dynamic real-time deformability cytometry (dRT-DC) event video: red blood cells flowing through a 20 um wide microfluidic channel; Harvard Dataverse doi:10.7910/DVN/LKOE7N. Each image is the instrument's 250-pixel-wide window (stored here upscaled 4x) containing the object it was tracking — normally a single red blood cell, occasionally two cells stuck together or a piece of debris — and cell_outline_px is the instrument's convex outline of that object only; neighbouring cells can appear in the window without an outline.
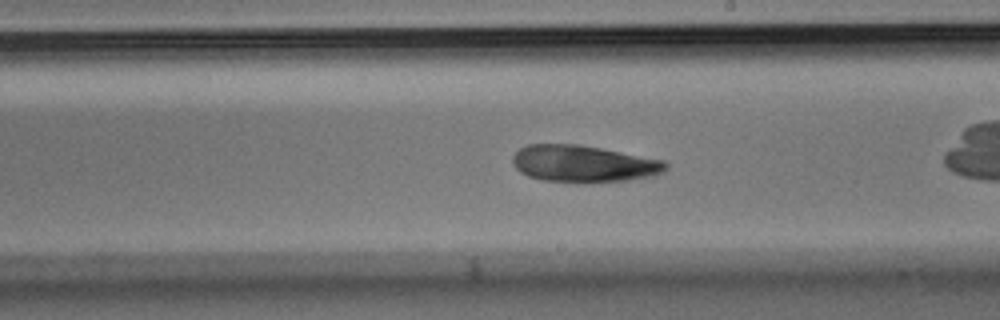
{"species": "Egyptian fruit bat (a non-hibernating species)", "species_latin": "Rousettus aegyptiacus", "temperature_condition": "room temperature", "stored_images_in_passage": 35, "camera_frame_rate_fps": 3000, "um_per_image_px": 0.085, "animal": {"sex": "male"}, "frame": {"image": 1, "passage_image": 16, "time_ms": 5.0, "image_size_px": [1000, 320], "cell_outline_px": [[668, 168], [664, 172], [656, 176], [628, 180], [584, 184], [576, 184], [540, 180], [528, 176], [520, 172], [516, 168], [512, 160], [512, 156], [520, 148], [528, 144], [580, 144], [664, 160], [668, 164]], "centroid_in_image_um": [49.62, 13.95], "position_along_channel_um": 239.4, "area_um2": 33.7}}